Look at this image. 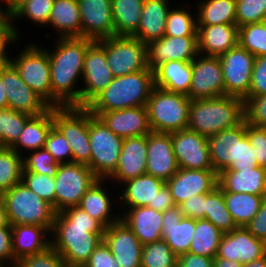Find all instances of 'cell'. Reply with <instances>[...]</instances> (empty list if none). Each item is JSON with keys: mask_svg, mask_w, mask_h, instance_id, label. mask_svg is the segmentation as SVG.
I'll return each instance as SVG.
<instances>
[{"mask_svg": "<svg viewBox=\"0 0 266 267\" xmlns=\"http://www.w3.org/2000/svg\"><path fill=\"white\" fill-rule=\"evenodd\" d=\"M105 227L78 206L55 214L51 246L68 267H83L103 240Z\"/></svg>", "mask_w": 266, "mask_h": 267, "instance_id": "1", "label": "cell"}, {"mask_svg": "<svg viewBox=\"0 0 266 267\" xmlns=\"http://www.w3.org/2000/svg\"><path fill=\"white\" fill-rule=\"evenodd\" d=\"M93 42L88 38H57L51 52L46 49L50 61L51 107H81V87H77V81H82L86 51Z\"/></svg>", "mask_w": 266, "mask_h": 267, "instance_id": "2", "label": "cell"}, {"mask_svg": "<svg viewBox=\"0 0 266 267\" xmlns=\"http://www.w3.org/2000/svg\"><path fill=\"white\" fill-rule=\"evenodd\" d=\"M154 87V71L150 68L113 77L112 82L86 108L90 112H107L146 106Z\"/></svg>", "mask_w": 266, "mask_h": 267, "instance_id": "3", "label": "cell"}, {"mask_svg": "<svg viewBox=\"0 0 266 267\" xmlns=\"http://www.w3.org/2000/svg\"><path fill=\"white\" fill-rule=\"evenodd\" d=\"M244 120V101L235 96L191 100L187 129L210 137Z\"/></svg>", "mask_w": 266, "mask_h": 267, "instance_id": "4", "label": "cell"}, {"mask_svg": "<svg viewBox=\"0 0 266 267\" xmlns=\"http://www.w3.org/2000/svg\"><path fill=\"white\" fill-rule=\"evenodd\" d=\"M0 197L11 226L38 225L52 231L56 214L53 206L21 181Z\"/></svg>", "mask_w": 266, "mask_h": 267, "instance_id": "5", "label": "cell"}, {"mask_svg": "<svg viewBox=\"0 0 266 267\" xmlns=\"http://www.w3.org/2000/svg\"><path fill=\"white\" fill-rule=\"evenodd\" d=\"M191 99L181 93L154 87L147 101L152 132L167 133L186 130Z\"/></svg>", "mask_w": 266, "mask_h": 267, "instance_id": "6", "label": "cell"}, {"mask_svg": "<svg viewBox=\"0 0 266 267\" xmlns=\"http://www.w3.org/2000/svg\"><path fill=\"white\" fill-rule=\"evenodd\" d=\"M53 125L63 134L72 151V162L90 168L89 110L86 107L53 108Z\"/></svg>", "mask_w": 266, "mask_h": 267, "instance_id": "7", "label": "cell"}, {"mask_svg": "<svg viewBox=\"0 0 266 267\" xmlns=\"http://www.w3.org/2000/svg\"><path fill=\"white\" fill-rule=\"evenodd\" d=\"M90 168L99 179H109L117 169L123 138L89 111Z\"/></svg>", "mask_w": 266, "mask_h": 267, "instance_id": "8", "label": "cell"}, {"mask_svg": "<svg viewBox=\"0 0 266 267\" xmlns=\"http://www.w3.org/2000/svg\"><path fill=\"white\" fill-rule=\"evenodd\" d=\"M27 43L17 58L8 62L19 73L20 78L51 107L50 61L46 48L39 43ZM44 48V49H43Z\"/></svg>", "mask_w": 266, "mask_h": 267, "instance_id": "9", "label": "cell"}, {"mask_svg": "<svg viewBox=\"0 0 266 267\" xmlns=\"http://www.w3.org/2000/svg\"><path fill=\"white\" fill-rule=\"evenodd\" d=\"M105 49L113 77L147 70V44L129 36H113L97 40Z\"/></svg>", "mask_w": 266, "mask_h": 267, "instance_id": "10", "label": "cell"}, {"mask_svg": "<svg viewBox=\"0 0 266 267\" xmlns=\"http://www.w3.org/2000/svg\"><path fill=\"white\" fill-rule=\"evenodd\" d=\"M55 178V212L78 206L87 190L99 179L86 164H59Z\"/></svg>", "mask_w": 266, "mask_h": 267, "instance_id": "11", "label": "cell"}, {"mask_svg": "<svg viewBox=\"0 0 266 267\" xmlns=\"http://www.w3.org/2000/svg\"><path fill=\"white\" fill-rule=\"evenodd\" d=\"M218 58L223 72L225 95L244 99L249 93L255 56L238 44Z\"/></svg>", "mask_w": 266, "mask_h": 267, "instance_id": "12", "label": "cell"}, {"mask_svg": "<svg viewBox=\"0 0 266 267\" xmlns=\"http://www.w3.org/2000/svg\"><path fill=\"white\" fill-rule=\"evenodd\" d=\"M191 68L192 81L187 95L191 100L225 95L222 67L217 56L198 54L191 61Z\"/></svg>", "mask_w": 266, "mask_h": 267, "instance_id": "13", "label": "cell"}, {"mask_svg": "<svg viewBox=\"0 0 266 267\" xmlns=\"http://www.w3.org/2000/svg\"><path fill=\"white\" fill-rule=\"evenodd\" d=\"M113 79L105 49L94 41L86 51L81 86V107H86Z\"/></svg>", "mask_w": 266, "mask_h": 267, "instance_id": "14", "label": "cell"}, {"mask_svg": "<svg viewBox=\"0 0 266 267\" xmlns=\"http://www.w3.org/2000/svg\"><path fill=\"white\" fill-rule=\"evenodd\" d=\"M2 82L5 88L8 108L30 116L46 112L50 106L38 96L8 62L2 64Z\"/></svg>", "mask_w": 266, "mask_h": 267, "instance_id": "15", "label": "cell"}, {"mask_svg": "<svg viewBox=\"0 0 266 267\" xmlns=\"http://www.w3.org/2000/svg\"><path fill=\"white\" fill-rule=\"evenodd\" d=\"M171 140L179 168L214 170L208 137L186 129L171 133Z\"/></svg>", "mask_w": 266, "mask_h": 267, "instance_id": "16", "label": "cell"}, {"mask_svg": "<svg viewBox=\"0 0 266 267\" xmlns=\"http://www.w3.org/2000/svg\"><path fill=\"white\" fill-rule=\"evenodd\" d=\"M265 255L266 242L256 238L245 227H237L223 233L216 257L244 265Z\"/></svg>", "mask_w": 266, "mask_h": 267, "instance_id": "17", "label": "cell"}, {"mask_svg": "<svg viewBox=\"0 0 266 267\" xmlns=\"http://www.w3.org/2000/svg\"><path fill=\"white\" fill-rule=\"evenodd\" d=\"M81 15V38L94 41L115 36L112 0H77Z\"/></svg>", "mask_w": 266, "mask_h": 267, "instance_id": "18", "label": "cell"}, {"mask_svg": "<svg viewBox=\"0 0 266 267\" xmlns=\"http://www.w3.org/2000/svg\"><path fill=\"white\" fill-rule=\"evenodd\" d=\"M176 206L193 195L207 194L218 186V174L214 170L179 168L166 181Z\"/></svg>", "mask_w": 266, "mask_h": 267, "instance_id": "19", "label": "cell"}, {"mask_svg": "<svg viewBox=\"0 0 266 267\" xmlns=\"http://www.w3.org/2000/svg\"><path fill=\"white\" fill-rule=\"evenodd\" d=\"M197 55V37L163 36L147 44V65L152 71L168 61L191 62Z\"/></svg>", "mask_w": 266, "mask_h": 267, "instance_id": "20", "label": "cell"}, {"mask_svg": "<svg viewBox=\"0 0 266 267\" xmlns=\"http://www.w3.org/2000/svg\"><path fill=\"white\" fill-rule=\"evenodd\" d=\"M103 240L121 267H141L143 245L124 221L105 228Z\"/></svg>", "mask_w": 266, "mask_h": 267, "instance_id": "21", "label": "cell"}, {"mask_svg": "<svg viewBox=\"0 0 266 267\" xmlns=\"http://www.w3.org/2000/svg\"><path fill=\"white\" fill-rule=\"evenodd\" d=\"M91 113L99 117L114 134L123 139L144 136L152 132L146 106Z\"/></svg>", "mask_w": 266, "mask_h": 267, "instance_id": "22", "label": "cell"}, {"mask_svg": "<svg viewBox=\"0 0 266 267\" xmlns=\"http://www.w3.org/2000/svg\"><path fill=\"white\" fill-rule=\"evenodd\" d=\"M178 169L171 134L149 133L147 135L146 173L166 182Z\"/></svg>", "mask_w": 266, "mask_h": 267, "instance_id": "23", "label": "cell"}, {"mask_svg": "<svg viewBox=\"0 0 266 267\" xmlns=\"http://www.w3.org/2000/svg\"><path fill=\"white\" fill-rule=\"evenodd\" d=\"M147 135L124 138L118 158L117 169L109 181L121 185L127 180L146 173ZM118 182V183H117Z\"/></svg>", "mask_w": 266, "mask_h": 267, "instance_id": "24", "label": "cell"}, {"mask_svg": "<svg viewBox=\"0 0 266 267\" xmlns=\"http://www.w3.org/2000/svg\"><path fill=\"white\" fill-rule=\"evenodd\" d=\"M196 227V220L183 217L181 208L175 206L163 212L162 239L178 256L188 252Z\"/></svg>", "mask_w": 266, "mask_h": 267, "instance_id": "25", "label": "cell"}, {"mask_svg": "<svg viewBox=\"0 0 266 267\" xmlns=\"http://www.w3.org/2000/svg\"><path fill=\"white\" fill-rule=\"evenodd\" d=\"M166 184L162 179L156 178L150 174H142L136 178L127 180L120 187L118 198L115 202L123 205L125 212L128 208L148 206L154 209L155 199L159 190ZM117 200L119 202H117Z\"/></svg>", "mask_w": 266, "mask_h": 267, "instance_id": "26", "label": "cell"}, {"mask_svg": "<svg viewBox=\"0 0 266 267\" xmlns=\"http://www.w3.org/2000/svg\"><path fill=\"white\" fill-rule=\"evenodd\" d=\"M223 192L266 196V168L225 169L218 174Z\"/></svg>", "mask_w": 266, "mask_h": 267, "instance_id": "27", "label": "cell"}, {"mask_svg": "<svg viewBox=\"0 0 266 267\" xmlns=\"http://www.w3.org/2000/svg\"><path fill=\"white\" fill-rule=\"evenodd\" d=\"M246 134V122L208 137L210 160L214 171L219 174L230 163H237L238 139Z\"/></svg>", "mask_w": 266, "mask_h": 267, "instance_id": "28", "label": "cell"}, {"mask_svg": "<svg viewBox=\"0 0 266 267\" xmlns=\"http://www.w3.org/2000/svg\"><path fill=\"white\" fill-rule=\"evenodd\" d=\"M238 40L237 25L197 26L198 54L218 57L236 47Z\"/></svg>", "mask_w": 266, "mask_h": 267, "instance_id": "29", "label": "cell"}, {"mask_svg": "<svg viewBox=\"0 0 266 267\" xmlns=\"http://www.w3.org/2000/svg\"><path fill=\"white\" fill-rule=\"evenodd\" d=\"M126 211L122 212L121 220L134 232L142 245L162 240L163 212L148 206L129 208Z\"/></svg>", "mask_w": 266, "mask_h": 267, "instance_id": "30", "label": "cell"}, {"mask_svg": "<svg viewBox=\"0 0 266 267\" xmlns=\"http://www.w3.org/2000/svg\"><path fill=\"white\" fill-rule=\"evenodd\" d=\"M170 0H144L137 32L132 36L142 43L161 39L165 35L166 20L172 4Z\"/></svg>", "mask_w": 266, "mask_h": 267, "instance_id": "31", "label": "cell"}, {"mask_svg": "<svg viewBox=\"0 0 266 267\" xmlns=\"http://www.w3.org/2000/svg\"><path fill=\"white\" fill-rule=\"evenodd\" d=\"M51 232L38 225L12 226L13 257L19 259L39 254L51 247ZM49 237V238H48Z\"/></svg>", "mask_w": 266, "mask_h": 267, "instance_id": "32", "label": "cell"}, {"mask_svg": "<svg viewBox=\"0 0 266 267\" xmlns=\"http://www.w3.org/2000/svg\"><path fill=\"white\" fill-rule=\"evenodd\" d=\"M106 181L107 179H98L87 190L78 205V207L99 221L105 228L119 221L122 214L114 215L112 207L115 205L113 204V200H111L113 198L110 196L108 190H105L107 186L103 185Z\"/></svg>", "mask_w": 266, "mask_h": 267, "instance_id": "33", "label": "cell"}, {"mask_svg": "<svg viewBox=\"0 0 266 267\" xmlns=\"http://www.w3.org/2000/svg\"><path fill=\"white\" fill-rule=\"evenodd\" d=\"M53 126V107L37 116H31L23 127L16 143L11 147L19 155L21 152L36 151L45 147L46 137Z\"/></svg>", "mask_w": 266, "mask_h": 267, "instance_id": "34", "label": "cell"}, {"mask_svg": "<svg viewBox=\"0 0 266 267\" xmlns=\"http://www.w3.org/2000/svg\"><path fill=\"white\" fill-rule=\"evenodd\" d=\"M48 26L59 33L58 38H81V15L78 1L54 0L46 27Z\"/></svg>", "mask_w": 266, "mask_h": 267, "instance_id": "35", "label": "cell"}, {"mask_svg": "<svg viewBox=\"0 0 266 267\" xmlns=\"http://www.w3.org/2000/svg\"><path fill=\"white\" fill-rule=\"evenodd\" d=\"M155 86L188 95L192 81L191 62L168 61L154 70Z\"/></svg>", "mask_w": 266, "mask_h": 267, "instance_id": "36", "label": "cell"}, {"mask_svg": "<svg viewBox=\"0 0 266 267\" xmlns=\"http://www.w3.org/2000/svg\"><path fill=\"white\" fill-rule=\"evenodd\" d=\"M144 0H112L115 36L132 37L139 28Z\"/></svg>", "mask_w": 266, "mask_h": 267, "instance_id": "37", "label": "cell"}, {"mask_svg": "<svg viewBox=\"0 0 266 267\" xmlns=\"http://www.w3.org/2000/svg\"><path fill=\"white\" fill-rule=\"evenodd\" d=\"M236 0H201L196 5L197 26L236 25Z\"/></svg>", "mask_w": 266, "mask_h": 267, "instance_id": "38", "label": "cell"}, {"mask_svg": "<svg viewBox=\"0 0 266 267\" xmlns=\"http://www.w3.org/2000/svg\"><path fill=\"white\" fill-rule=\"evenodd\" d=\"M225 204L237 227L247 225L259 211L266 196L223 192Z\"/></svg>", "mask_w": 266, "mask_h": 267, "instance_id": "39", "label": "cell"}, {"mask_svg": "<svg viewBox=\"0 0 266 267\" xmlns=\"http://www.w3.org/2000/svg\"><path fill=\"white\" fill-rule=\"evenodd\" d=\"M223 233L207 219L196 220V227L188 252L215 258Z\"/></svg>", "mask_w": 266, "mask_h": 267, "instance_id": "40", "label": "cell"}, {"mask_svg": "<svg viewBox=\"0 0 266 267\" xmlns=\"http://www.w3.org/2000/svg\"><path fill=\"white\" fill-rule=\"evenodd\" d=\"M205 219L224 233L237 228L226 207L224 193L219 186L206 194Z\"/></svg>", "mask_w": 266, "mask_h": 267, "instance_id": "41", "label": "cell"}, {"mask_svg": "<svg viewBox=\"0 0 266 267\" xmlns=\"http://www.w3.org/2000/svg\"><path fill=\"white\" fill-rule=\"evenodd\" d=\"M23 156L8 147H0V196L22 180Z\"/></svg>", "mask_w": 266, "mask_h": 267, "instance_id": "42", "label": "cell"}, {"mask_svg": "<svg viewBox=\"0 0 266 267\" xmlns=\"http://www.w3.org/2000/svg\"><path fill=\"white\" fill-rule=\"evenodd\" d=\"M188 9L178 5L171 8L167 15L164 36L172 37H197L196 12L192 15Z\"/></svg>", "mask_w": 266, "mask_h": 267, "instance_id": "43", "label": "cell"}, {"mask_svg": "<svg viewBox=\"0 0 266 267\" xmlns=\"http://www.w3.org/2000/svg\"><path fill=\"white\" fill-rule=\"evenodd\" d=\"M54 0H29L20 6L10 17L13 25V30L16 38L19 40L20 31L14 26L16 19L21 20L25 18L32 22L34 25L41 27L48 25V20L51 14V9L53 7Z\"/></svg>", "mask_w": 266, "mask_h": 267, "instance_id": "44", "label": "cell"}, {"mask_svg": "<svg viewBox=\"0 0 266 267\" xmlns=\"http://www.w3.org/2000/svg\"><path fill=\"white\" fill-rule=\"evenodd\" d=\"M30 117L11 108L0 109V146L11 148Z\"/></svg>", "mask_w": 266, "mask_h": 267, "instance_id": "45", "label": "cell"}, {"mask_svg": "<svg viewBox=\"0 0 266 267\" xmlns=\"http://www.w3.org/2000/svg\"><path fill=\"white\" fill-rule=\"evenodd\" d=\"M141 267H177V255L163 239L147 243L142 247Z\"/></svg>", "mask_w": 266, "mask_h": 267, "instance_id": "46", "label": "cell"}, {"mask_svg": "<svg viewBox=\"0 0 266 267\" xmlns=\"http://www.w3.org/2000/svg\"><path fill=\"white\" fill-rule=\"evenodd\" d=\"M238 44L255 57L266 56V21L239 27Z\"/></svg>", "mask_w": 266, "mask_h": 267, "instance_id": "47", "label": "cell"}, {"mask_svg": "<svg viewBox=\"0 0 266 267\" xmlns=\"http://www.w3.org/2000/svg\"><path fill=\"white\" fill-rule=\"evenodd\" d=\"M29 154L27 157H23V172H36L49 177L56 176L59 163L45 148L32 151Z\"/></svg>", "mask_w": 266, "mask_h": 267, "instance_id": "48", "label": "cell"}, {"mask_svg": "<svg viewBox=\"0 0 266 267\" xmlns=\"http://www.w3.org/2000/svg\"><path fill=\"white\" fill-rule=\"evenodd\" d=\"M21 182L55 210V178L36 172H23Z\"/></svg>", "mask_w": 266, "mask_h": 267, "instance_id": "49", "label": "cell"}, {"mask_svg": "<svg viewBox=\"0 0 266 267\" xmlns=\"http://www.w3.org/2000/svg\"><path fill=\"white\" fill-rule=\"evenodd\" d=\"M236 25L266 21V0H236Z\"/></svg>", "mask_w": 266, "mask_h": 267, "instance_id": "50", "label": "cell"}, {"mask_svg": "<svg viewBox=\"0 0 266 267\" xmlns=\"http://www.w3.org/2000/svg\"><path fill=\"white\" fill-rule=\"evenodd\" d=\"M57 163L72 162L71 148L63 134L53 125L50 129L44 147Z\"/></svg>", "mask_w": 266, "mask_h": 267, "instance_id": "51", "label": "cell"}, {"mask_svg": "<svg viewBox=\"0 0 266 267\" xmlns=\"http://www.w3.org/2000/svg\"><path fill=\"white\" fill-rule=\"evenodd\" d=\"M63 257L51 246L42 253L19 259L15 267H66Z\"/></svg>", "mask_w": 266, "mask_h": 267, "instance_id": "52", "label": "cell"}, {"mask_svg": "<svg viewBox=\"0 0 266 267\" xmlns=\"http://www.w3.org/2000/svg\"><path fill=\"white\" fill-rule=\"evenodd\" d=\"M244 121L253 126L266 127V94L257 97H245Z\"/></svg>", "mask_w": 266, "mask_h": 267, "instance_id": "53", "label": "cell"}, {"mask_svg": "<svg viewBox=\"0 0 266 267\" xmlns=\"http://www.w3.org/2000/svg\"><path fill=\"white\" fill-rule=\"evenodd\" d=\"M246 136L259 166L266 168V127L246 123Z\"/></svg>", "mask_w": 266, "mask_h": 267, "instance_id": "54", "label": "cell"}, {"mask_svg": "<svg viewBox=\"0 0 266 267\" xmlns=\"http://www.w3.org/2000/svg\"><path fill=\"white\" fill-rule=\"evenodd\" d=\"M266 94V56L255 57L249 93L246 97Z\"/></svg>", "mask_w": 266, "mask_h": 267, "instance_id": "55", "label": "cell"}, {"mask_svg": "<svg viewBox=\"0 0 266 267\" xmlns=\"http://www.w3.org/2000/svg\"><path fill=\"white\" fill-rule=\"evenodd\" d=\"M83 267H121L104 240L94 249Z\"/></svg>", "mask_w": 266, "mask_h": 267, "instance_id": "56", "label": "cell"}, {"mask_svg": "<svg viewBox=\"0 0 266 267\" xmlns=\"http://www.w3.org/2000/svg\"><path fill=\"white\" fill-rule=\"evenodd\" d=\"M259 166L246 134L238 139L237 163H230L226 169H245Z\"/></svg>", "mask_w": 266, "mask_h": 267, "instance_id": "57", "label": "cell"}, {"mask_svg": "<svg viewBox=\"0 0 266 267\" xmlns=\"http://www.w3.org/2000/svg\"><path fill=\"white\" fill-rule=\"evenodd\" d=\"M0 262L7 267H15L17 262L13 257L11 225L0 226Z\"/></svg>", "mask_w": 266, "mask_h": 267, "instance_id": "58", "label": "cell"}, {"mask_svg": "<svg viewBox=\"0 0 266 267\" xmlns=\"http://www.w3.org/2000/svg\"><path fill=\"white\" fill-rule=\"evenodd\" d=\"M206 194L193 195L181 203L183 217L193 218L195 220L205 219Z\"/></svg>", "mask_w": 266, "mask_h": 267, "instance_id": "59", "label": "cell"}, {"mask_svg": "<svg viewBox=\"0 0 266 267\" xmlns=\"http://www.w3.org/2000/svg\"><path fill=\"white\" fill-rule=\"evenodd\" d=\"M244 227L256 238L266 242V198L253 219Z\"/></svg>", "mask_w": 266, "mask_h": 267, "instance_id": "60", "label": "cell"}, {"mask_svg": "<svg viewBox=\"0 0 266 267\" xmlns=\"http://www.w3.org/2000/svg\"><path fill=\"white\" fill-rule=\"evenodd\" d=\"M16 41L19 40L14 34L13 25H0V65L8 63L10 53L7 48L10 44H16Z\"/></svg>", "mask_w": 266, "mask_h": 267, "instance_id": "61", "label": "cell"}, {"mask_svg": "<svg viewBox=\"0 0 266 267\" xmlns=\"http://www.w3.org/2000/svg\"><path fill=\"white\" fill-rule=\"evenodd\" d=\"M177 267H214V258L186 252L177 256Z\"/></svg>", "mask_w": 266, "mask_h": 267, "instance_id": "62", "label": "cell"}, {"mask_svg": "<svg viewBox=\"0 0 266 267\" xmlns=\"http://www.w3.org/2000/svg\"><path fill=\"white\" fill-rule=\"evenodd\" d=\"M175 206L176 205L173 201L170 190L167 187V185L165 184L157 193V197L155 199L154 210L164 212V211L171 209Z\"/></svg>", "mask_w": 266, "mask_h": 267, "instance_id": "63", "label": "cell"}, {"mask_svg": "<svg viewBox=\"0 0 266 267\" xmlns=\"http://www.w3.org/2000/svg\"><path fill=\"white\" fill-rule=\"evenodd\" d=\"M29 0H3L4 11L7 16H11L20 6ZM6 7V8H5Z\"/></svg>", "mask_w": 266, "mask_h": 267, "instance_id": "64", "label": "cell"}, {"mask_svg": "<svg viewBox=\"0 0 266 267\" xmlns=\"http://www.w3.org/2000/svg\"><path fill=\"white\" fill-rule=\"evenodd\" d=\"M214 267H243L240 262L222 258H214Z\"/></svg>", "mask_w": 266, "mask_h": 267, "instance_id": "65", "label": "cell"}, {"mask_svg": "<svg viewBox=\"0 0 266 267\" xmlns=\"http://www.w3.org/2000/svg\"><path fill=\"white\" fill-rule=\"evenodd\" d=\"M8 108L5 88L2 82V65H0V109Z\"/></svg>", "mask_w": 266, "mask_h": 267, "instance_id": "66", "label": "cell"}, {"mask_svg": "<svg viewBox=\"0 0 266 267\" xmlns=\"http://www.w3.org/2000/svg\"><path fill=\"white\" fill-rule=\"evenodd\" d=\"M10 225L8 222L7 214L5 211V205L0 197V226Z\"/></svg>", "mask_w": 266, "mask_h": 267, "instance_id": "67", "label": "cell"}, {"mask_svg": "<svg viewBox=\"0 0 266 267\" xmlns=\"http://www.w3.org/2000/svg\"><path fill=\"white\" fill-rule=\"evenodd\" d=\"M243 267H266V255L257 260H253L250 263L244 264Z\"/></svg>", "mask_w": 266, "mask_h": 267, "instance_id": "68", "label": "cell"}, {"mask_svg": "<svg viewBox=\"0 0 266 267\" xmlns=\"http://www.w3.org/2000/svg\"><path fill=\"white\" fill-rule=\"evenodd\" d=\"M1 4L2 3H0V25H12L11 17L6 15Z\"/></svg>", "mask_w": 266, "mask_h": 267, "instance_id": "69", "label": "cell"}, {"mask_svg": "<svg viewBox=\"0 0 266 267\" xmlns=\"http://www.w3.org/2000/svg\"><path fill=\"white\" fill-rule=\"evenodd\" d=\"M0 267H6L5 265H3L1 262H0Z\"/></svg>", "mask_w": 266, "mask_h": 267, "instance_id": "70", "label": "cell"}]
</instances>
